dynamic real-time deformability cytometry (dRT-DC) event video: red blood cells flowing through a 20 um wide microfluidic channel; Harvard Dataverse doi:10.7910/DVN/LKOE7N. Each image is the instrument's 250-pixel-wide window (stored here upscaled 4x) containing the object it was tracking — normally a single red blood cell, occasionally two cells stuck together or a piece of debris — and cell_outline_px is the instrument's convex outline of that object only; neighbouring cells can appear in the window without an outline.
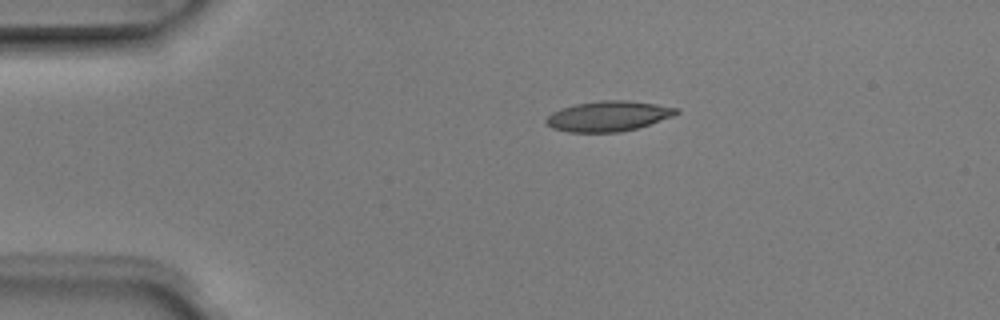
{"species": "Egyptian fruit bat (a non-hibernating species)", "species_latin": "Rousettus aegyptiacus", "temperature_condition": "room temperature", "stored_images_in_passage": 2, "camera_frame_rate_fps": 3000, "um_per_image_px": 0.085, "animal": {"sex": "male"}, "frame": {"image": 1, "passage_image": 1, "time_ms": 0.0, "image_size_px": [1000, 320], "cell_outline_px": [[680, 112], [672, 116], [636, 128], [620, 132], [568, 132], [552, 128], [544, 120], [552, 112], [560, 108], [576, 104], [600, 100], [628, 100], [656, 104], [680, 108]], "centroid_in_image_um": [51.69, 9.86], "position_along_channel_um": 33.3, "area_um2": 22.89}}